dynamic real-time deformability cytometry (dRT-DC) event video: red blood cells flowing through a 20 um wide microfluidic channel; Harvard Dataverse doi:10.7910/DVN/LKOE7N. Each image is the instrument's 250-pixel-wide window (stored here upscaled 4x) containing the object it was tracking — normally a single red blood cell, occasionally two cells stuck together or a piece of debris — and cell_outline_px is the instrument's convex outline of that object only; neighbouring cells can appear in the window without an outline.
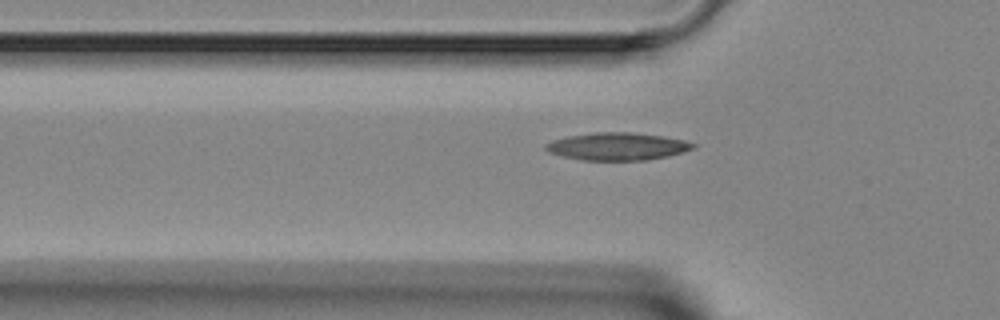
{"species": "Egyptian fruit bat (a non-hibernating species)", "species_latin": "Rousettus aegyptiacus", "temperature_condition": "room temperature", "stored_images_in_passage": 6, "segment_of_instrument_passage": [2, 2], "camera_frame_rate_fps": 3000, "um_per_image_px": 0.085, "animal": {"sex": "female"}, "frame": {"image": 1, "passage_image": 6, "time_ms": 7.0, "image_size_px": [1000, 320], "cell_outline_px": [[696, 148], [684, 152], [668, 156], [648, 160], [580, 160], [548, 152], [544, 148], [544, 144], [552, 140], [568, 136], [592, 132], [632, 132], [664, 136], [684, 140], [696, 144]], "centroid_in_image_um": [52.49, 12.44], "position_along_channel_um": 73.3, "area_um2": 23.87}}